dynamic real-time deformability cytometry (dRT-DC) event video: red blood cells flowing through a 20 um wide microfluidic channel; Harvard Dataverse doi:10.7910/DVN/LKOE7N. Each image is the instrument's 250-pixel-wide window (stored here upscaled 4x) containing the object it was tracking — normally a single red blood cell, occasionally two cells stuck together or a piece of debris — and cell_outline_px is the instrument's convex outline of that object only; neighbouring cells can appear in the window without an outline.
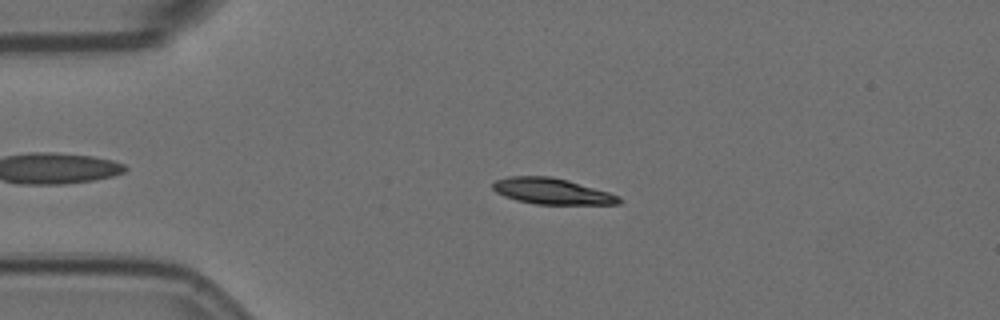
{"species": "Egyptian fruit bat (a non-hibernating species)", "species_latin": "Rousettus aegyptiacus", "temperature_condition": "room temperature", "stored_images_in_passage": 42, "camera_frame_rate_fps": 3000, "um_per_image_px": 0.085, "animal": {"sex": "female"}, "frame": {"image": 1, "passage_image": 6, "time_ms": 1.667, "image_size_px": [1000, 320], "cell_outline_px": [[624, 200], [620, 204], [536, 204], [516, 200], [504, 196], [496, 192], [492, 188], [492, 184], [496, 180], [508, 176], [552, 176], [568, 180], [608, 192], [620, 196]], "centroid_in_image_um": [46.92, 16.25], "position_along_channel_um": 38.1, "area_um2": 19.19}}
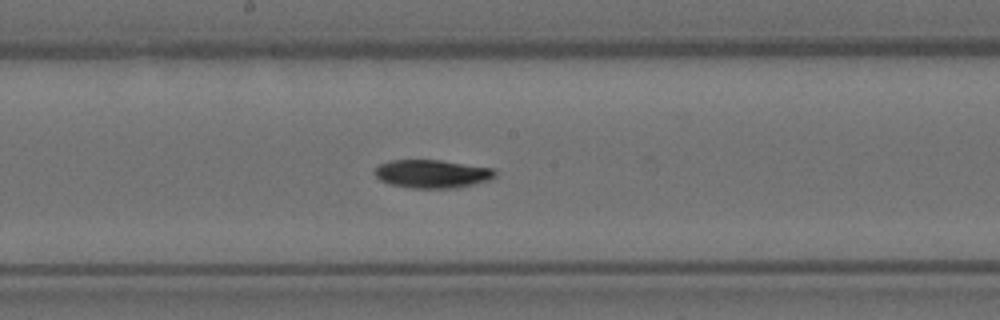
{"frame": {"image": 2, "passage_image": 23, "time_ms": 7.333, "image_size_px": [1000, 320], "cell_outline_px": [[496, 176], [488, 180], [460, 188], [412, 188], [388, 184], [380, 180], [372, 172], [380, 164], [392, 160], [440, 160], [492, 168], [496, 172]], "centroid_in_image_um": [36.71, 14.78], "position_along_channel_um": 211.5, "area_um2": 19.88}}
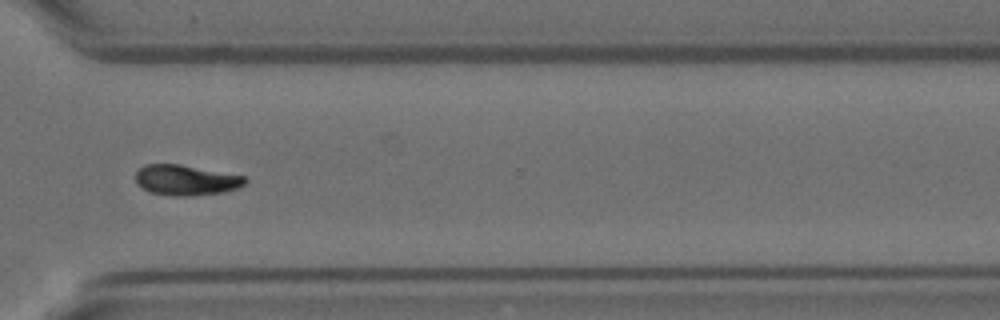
{"frame": {"image": 3, "passage_image": 35, "time_ms": 11.333, "image_size_px": [1000, 320], "cell_outline_px": [[248, 180], [244, 184], [236, 188], [224, 192], [188, 196], [172, 196], [152, 192], [136, 184], [136, 172], [144, 164], [180, 164], [244, 176]], "centroid_in_image_um": [15.79, 15.3], "position_along_channel_um": 354.8, "area_um2": 19.25}, "authors_computed_cell_mechanics": {"area_um2": 19.652, "velocity_mm_per_s": 3.5984, "shape_relaxation_time_tau1_ms": 6.5114, "shape_relaxation_time_tau2_ms": null, "deformation_change_tau1": 0.1827, "deformation_change_tau2": null}}